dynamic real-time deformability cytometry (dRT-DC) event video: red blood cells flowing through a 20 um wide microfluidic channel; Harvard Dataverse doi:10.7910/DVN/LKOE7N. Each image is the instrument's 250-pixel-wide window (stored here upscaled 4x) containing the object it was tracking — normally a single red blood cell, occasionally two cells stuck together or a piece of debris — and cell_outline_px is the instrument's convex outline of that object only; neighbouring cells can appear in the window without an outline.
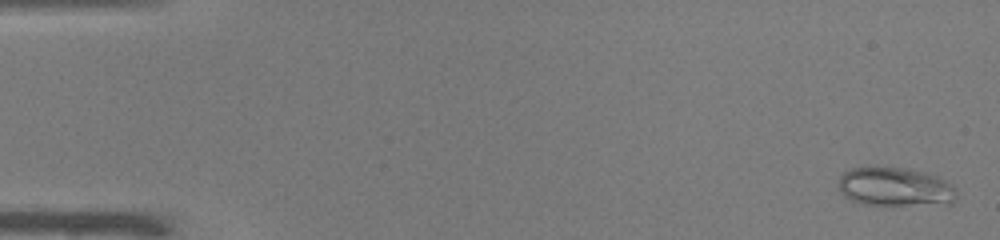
{"species": "common noctule bat (a hibernating species)", "species_latin": "Nyctalus noctula", "temperature_condition": "warm", "stored_images_in_passage": 51, "camera_frame_rate_fps": 3000, "um_per_image_px": 0.085, "animal": {"sex": "male", "body_mass_g": 19.0, "forearm_length_mm": 50.8}, "frame": {"image": 1, "passage_image": 2, "time_ms": 0.333, "image_size_px": [1000, 240], "cell_outline_px": [[956, 200], [952, 204], [864, 204], [852, 200], [844, 196], [840, 192], [840, 176], [844, 172], [852, 168], [908, 168], [928, 172], [944, 180], [956, 192]], "centroid_in_image_um": [76.1, 15.88], "position_along_channel_um": 8.9, "area_um2": 26.24}}
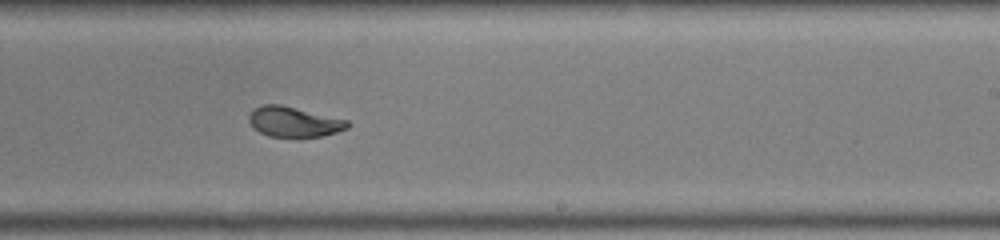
{"frame": {"image": 2, "passage_image": 32, "time_ms": 10.333, "image_size_px": [1000, 240], "cell_outline_px": [[352, 124], [348, 128], [336, 132], [320, 136], [268, 136], [252, 128], [248, 120], [248, 116], [256, 108], [264, 104], [280, 104], [348, 120]], "centroid_in_image_um": [24.98, 10.35], "position_along_channel_um": 264.0, "area_um2": 17.17}}
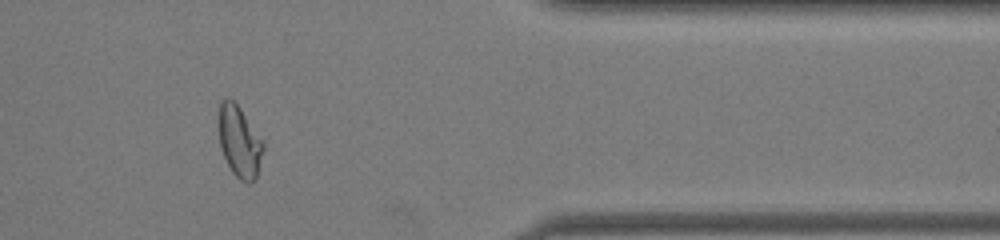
{"frame": {"image": 3, "passage_image": 43, "time_ms": 14.0, "image_size_px": [1000, 240], "cell_outline_px": [[264, 148], [256, 176], [248, 184], [240, 180], [232, 172], [220, 148], [216, 124], [220, 100], [228, 96], [240, 108], [264, 140]], "centroid_in_image_um": [20.31, 11.97], "position_along_channel_um": 391.1, "area_um2": 19.02}, "authors_computed_cell_mechanics": {"area_um2": 19.0162, "velocity_mm_per_s": 3.9901, "shape_relaxation_time_tau1_ms": 5.9792, "shape_relaxation_time_tau2_ms": 0.9317, "deformation_change_tau1": 0.2412, "deformation_change_tau2": 0.0659}}